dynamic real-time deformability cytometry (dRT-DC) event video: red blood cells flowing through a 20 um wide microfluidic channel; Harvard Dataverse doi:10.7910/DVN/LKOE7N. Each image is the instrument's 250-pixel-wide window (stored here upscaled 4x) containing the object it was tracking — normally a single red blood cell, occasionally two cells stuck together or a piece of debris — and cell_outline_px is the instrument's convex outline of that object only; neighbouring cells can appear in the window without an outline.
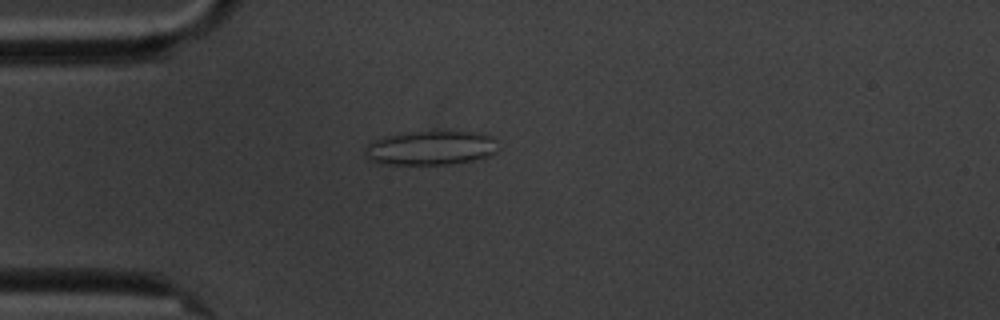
{"species": "common noctule bat (a hibernating species)", "species_latin": "Nyctalus noctula", "temperature_condition": "cold", "stored_images_in_passage": 4, "camera_frame_rate_fps": 3000, "um_per_image_px": 0.085, "animal": {"sex": "male", "body_mass_g": 20.1, "forearm_length_mm": 53.5}, "frame": {"image": 1, "passage_image": 1, "time_ms": 0.0, "image_size_px": [1000, 320], "cell_outline_px": [[496, 152], [488, 156], [472, 160], [452, 164], [376, 164], [368, 160], [364, 156], [364, 148], [372, 140], [384, 136], [412, 132], [484, 132], [492, 136], [496, 140]], "centroid_in_image_um": [36.56, 12.58], "position_along_channel_um": 48.4, "area_um2": 26.76}}
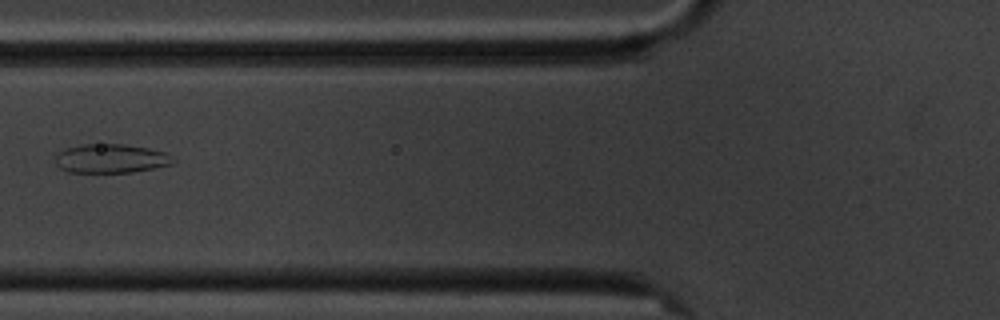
{"frame": {"image": 2, "passage_image": 3, "time_ms": 2.333, "image_size_px": [1000, 320], "cell_outline_px": [[176, 160], [172, 164], [132, 172], [68, 172], [60, 168], [56, 164], [56, 156], [64, 148], [84, 144], [124, 144], [148, 148], [164, 152]], "centroid_in_image_um": [9.41, 13.47], "position_along_channel_um": 116.4, "area_um2": 19.71}}